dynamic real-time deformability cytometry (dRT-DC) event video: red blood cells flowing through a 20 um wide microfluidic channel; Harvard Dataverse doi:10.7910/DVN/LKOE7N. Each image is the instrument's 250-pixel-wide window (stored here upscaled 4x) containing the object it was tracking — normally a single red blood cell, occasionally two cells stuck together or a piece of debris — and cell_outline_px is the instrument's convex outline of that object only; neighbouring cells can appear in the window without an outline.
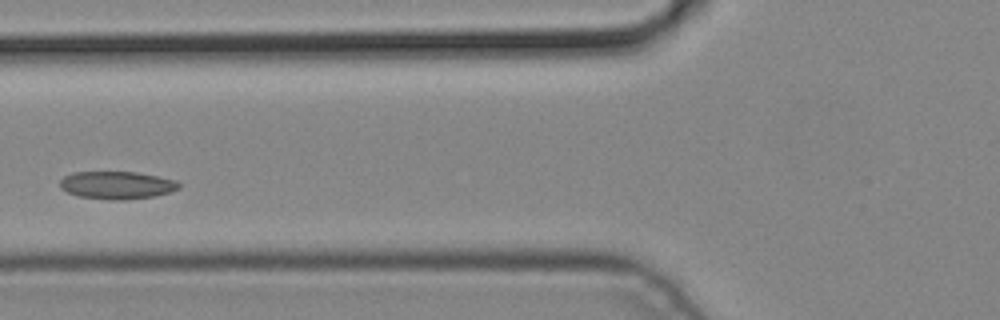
{"species": "common noctule bat (a hibernating species)", "species_latin": "Nyctalus noctula", "temperature_condition": "cold", "stored_images_in_passage": 2, "camera_frame_rate_fps": 3000, "um_per_image_px": 0.085, "animal": {"sex": "male", "body_mass_g": 19.2, "forearm_length_mm": 51.8}, "frame": {"image": 1, "passage_image": 2, "time_ms": 0.333, "image_size_px": [1000, 320], "cell_outline_px": [[180, 188], [168, 192], [152, 196], [124, 200], [112, 200], [80, 196], [68, 192], [60, 188], [60, 180], [64, 176], [72, 172], [136, 172], [176, 180], [180, 184]], "centroid_in_image_um": [9.91, 15.73], "position_along_channel_um": 115.9, "area_um2": 19.02}}